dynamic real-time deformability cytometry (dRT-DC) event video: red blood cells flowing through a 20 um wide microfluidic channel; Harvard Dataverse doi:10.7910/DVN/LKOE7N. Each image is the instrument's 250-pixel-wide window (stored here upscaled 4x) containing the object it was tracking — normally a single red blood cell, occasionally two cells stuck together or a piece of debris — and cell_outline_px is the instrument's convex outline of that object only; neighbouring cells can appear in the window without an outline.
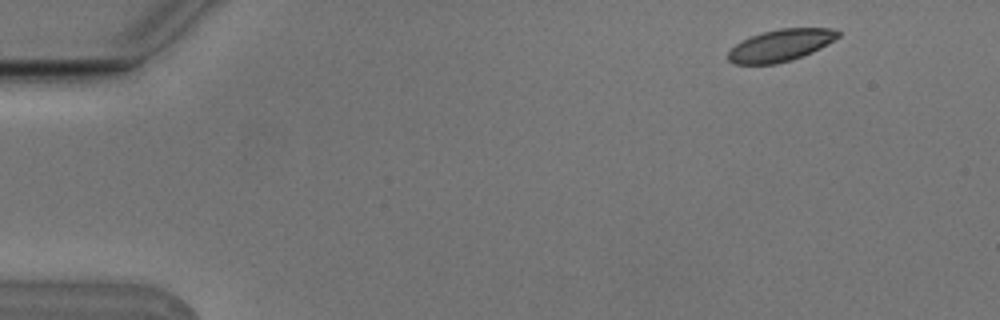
{"species": "Egyptian fruit bat (a non-hibernating species)", "species_latin": "Rousettus aegyptiacus", "temperature_condition": "cold", "stored_images_in_passage": 5, "camera_frame_rate_fps": 3000, "um_per_image_px": 0.085, "animal": {"sex": "male"}, "frame": {"image": 1, "passage_image": 1, "time_ms": 0.0, "image_size_px": [1000, 320], "cell_outline_px": [[840, 36], [828, 44], [812, 52], [792, 60], [776, 64], [732, 64], [728, 60], [728, 52], [736, 44], [752, 36], [764, 32], [780, 28], [836, 28], [840, 32]], "centroid_in_image_um": [66.38, 3.86], "position_along_channel_um": 18.6, "area_um2": 20.4}}